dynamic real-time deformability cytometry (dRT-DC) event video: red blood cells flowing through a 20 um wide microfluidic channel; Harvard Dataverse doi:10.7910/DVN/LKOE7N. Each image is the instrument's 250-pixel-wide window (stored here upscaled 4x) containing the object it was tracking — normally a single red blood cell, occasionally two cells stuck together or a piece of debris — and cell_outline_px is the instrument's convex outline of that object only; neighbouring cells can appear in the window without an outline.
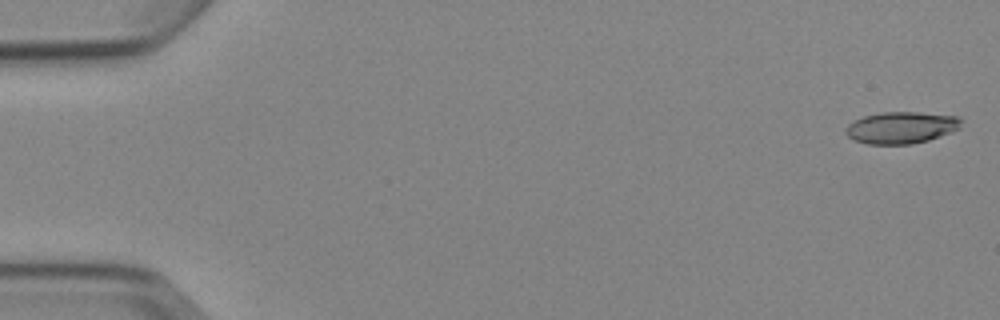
{"species": "Egyptian fruit bat (a non-hibernating species)", "species_latin": "Rousettus aegyptiacus", "temperature_condition": "cold", "stored_images_in_passage": 6, "segment_of_instrument_passage": [1, 2], "camera_frame_rate_fps": 3000, "um_per_image_px": 0.085, "animal": {"sex": "female"}, "frame": {"image": 1, "passage_image": 1, "time_ms": 0.0, "image_size_px": [1000, 320], "cell_outline_px": [[960, 128], [952, 132], [928, 140], [912, 144], [868, 144], [852, 140], [844, 132], [844, 128], [848, 124], [864, 116], [880, 112], [920, 112], [960, 116]], "centroid_in_image_um": [76.59, 10.84], "position_along_channel_um": 8.4, "area_um2": 21.56}}